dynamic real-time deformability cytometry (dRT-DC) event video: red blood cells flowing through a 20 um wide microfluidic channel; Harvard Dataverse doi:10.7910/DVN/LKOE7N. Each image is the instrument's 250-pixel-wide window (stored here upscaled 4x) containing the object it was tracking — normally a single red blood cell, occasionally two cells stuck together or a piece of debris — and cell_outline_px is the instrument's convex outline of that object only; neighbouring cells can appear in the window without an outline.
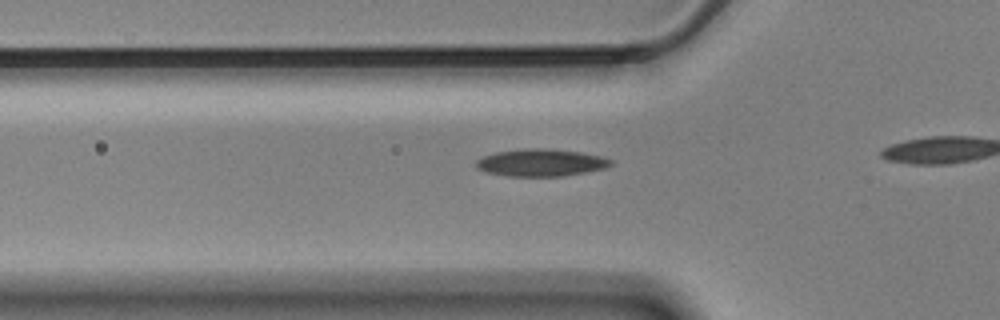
{"species": "Egyptian fruit bat (a non-hibernating species)", "species_latin": "Rousettus aegyptiacus", "temperature_condition": "cold", "stored_images_in_passage": 10, "camera_frame_rate_fps": 3000, "um_per_image_px": 0.085, "animal": {"sex": "male"}, "frame": {"image": 1, "passage_image": 5, "time_ms": 1.333, "image_size_px": [1000, 320], "cell_outline_px": [[612, 164], [604, 168], [564, 176], [508, 176], [484, 172], [476, 168], [476, 160], [484, 156], [496, 152], [524, 148], [544, 148], [580, 152], [604, 156], [612, 160]], "centroid_in_image_um": [45.96, 13.82], "position_along_channel_um": 79.8, "area_um2": 21.44}}
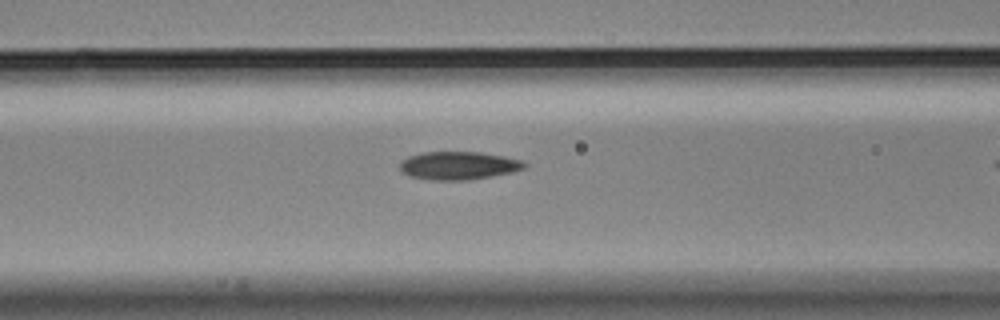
{"frame": {"image": 2, "passage_image": 9, "time_ms": 2.667, "image_size_px": [1000, 320], "cell_outline_px": [[528, 164], [524, 168], [512, 172], [464, 180], [432, 180], [408, 176], [400, 168], [400, 164], [408, 156], [424, 152], [480, 152], [504, 156], [520, 160]], "centroid_in_image_um": [38.97, 14.07], "position_along_channel_um": 127.6, "area_um2": 20.11}}